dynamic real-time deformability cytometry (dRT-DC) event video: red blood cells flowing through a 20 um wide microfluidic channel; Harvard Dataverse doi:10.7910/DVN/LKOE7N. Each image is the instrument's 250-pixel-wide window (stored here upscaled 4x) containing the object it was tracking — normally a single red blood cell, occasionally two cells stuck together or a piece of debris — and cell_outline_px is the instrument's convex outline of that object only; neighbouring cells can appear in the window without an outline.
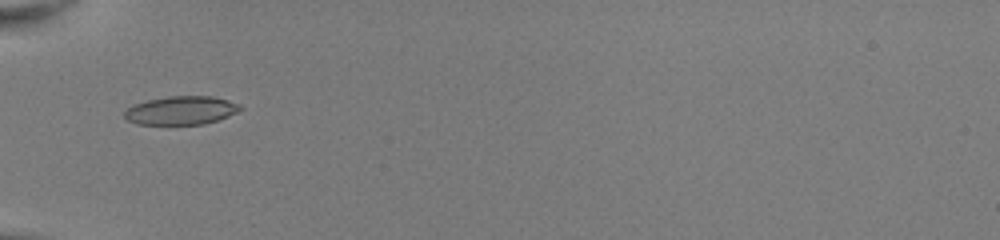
{"species": "common noctule bat (a hibernating species)", "species_latin": "Nyctalus noctula", "temperature_condition": "room temperature", "stored_images_in_passage": 26, "camera_frame_rate_fps": 3000, "um_per_image_px": 0.085, "animal": {"sex": "female", "body_mass_g": 22.0, "forearm_length_mm": 56.7}, "frame": {"image": 1, "passage_image": 1, "time_ms": 0.0, "image_size_px": [1000, 240], "cell_outline_px": [[244, 108], [228, 116], [204, 124], [136, 124], [128, 120], [124, 116], [124, 112], [132, 104], [148, 100], [168, 96], [212, 96], [228, 100], [240, 104]], "centroid_in_image_um": [15.39, 9.38], "position_along_channel_um": 69.6, "area_um2": 19.19}}
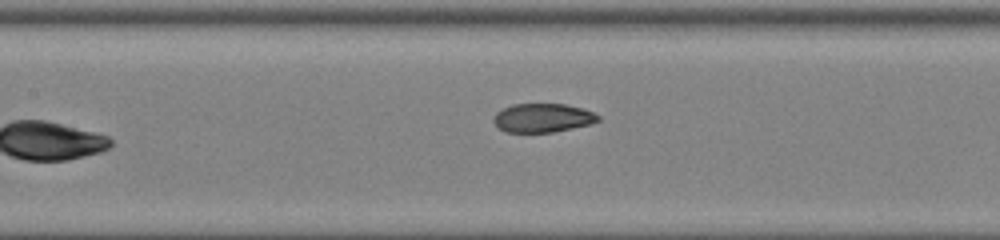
{"frame": {"image": 2, "passage_image": 8, "time_ms": 2.333, "image_size_px": [1000, 240], "cell_outline_px": [[600, 120], [592, 124], [552, 132], [504, 132], [492, 120], [496, 112], [512, 104], [564, 104], [584, 108], [600, 116]], "centroid_in_image_um": [46.14, 10.02], "position_along_channel_um": 161.3, "area_um2": 17.57}}
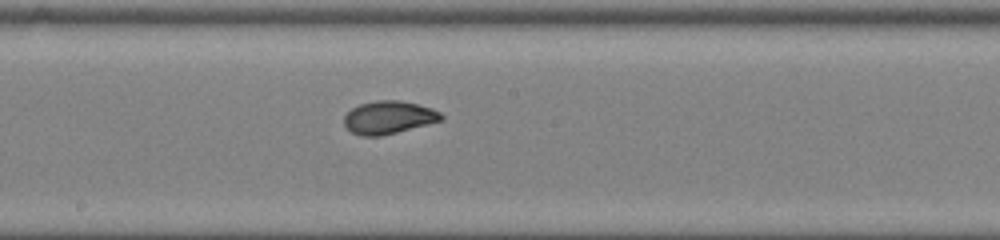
{"frame": {"image": 3, "passage_image": 12, "time_ms": 3.667, "image_size_px": [1000, 240], "cell_outline_px": [[444, 120], [380, 136], [360, 136], [352, 132], [344, 124], [344, 116], [352, 108], [360, 104], [376, 100], [400, 100], [432, 108], [440, 112], [444, 116]], "centroid_in_image_um": [33.05, 9.98], "position_along_channel_um": 215.2, "area_um2": 18.55}, "authors_computed_cell_mechanics": {"area_um2": 18.8428, "velocity_mm_per_s": 4.0851, "shape_relaxation_time_tau1_ms": 4.0729, "shape_relaxation_time_tau2_ms": 1.1807, "deformation_change_tau1": 0.1593, "deformation_change_tau2": 0.0527}}